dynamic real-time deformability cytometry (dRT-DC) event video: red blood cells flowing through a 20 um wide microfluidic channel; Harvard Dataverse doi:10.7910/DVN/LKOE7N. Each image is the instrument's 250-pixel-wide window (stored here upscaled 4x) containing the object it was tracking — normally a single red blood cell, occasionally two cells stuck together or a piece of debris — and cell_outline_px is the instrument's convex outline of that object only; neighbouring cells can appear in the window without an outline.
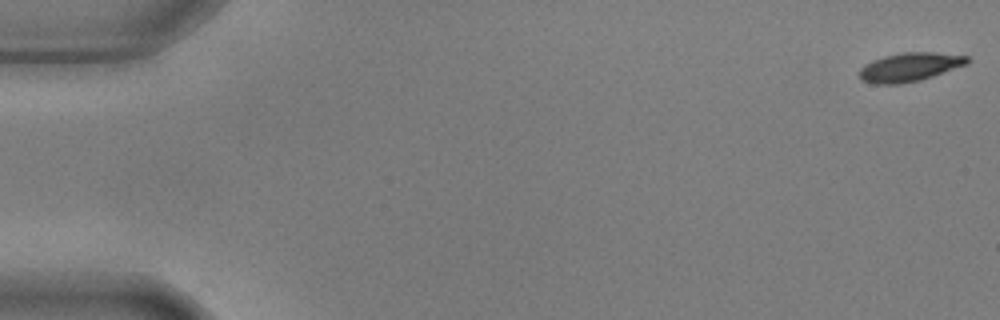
{"species": "common noctule bat (a hibernating species)", "species_latin": "Nyctalus noctula", "temperature_condition": "warm", "stored_images_in_passage": 56, "camera_frame_rate_fps": 3000, "um_per_image_px": 0.085, "animal": {"sex": "male", "body_mass_g": 17.9, "forearm_length_mm": 54.2}, "frame": {"image": 1, "passage_image": 1, "time_ms": 0.0, "image_size_px": [1000, 320], "cell_outline_px": [[968, 64], [920, 80], [900, 84], [872, 84], [860, 80], [860, 68], [864, 64], [872, 60], [884, 56], [904, 52], [932, 52], [968, 56]], "centroid_in_image_um": [77.28, 5.7], "position_along_channel_um": 7.7, "area_um2": 18.03}}
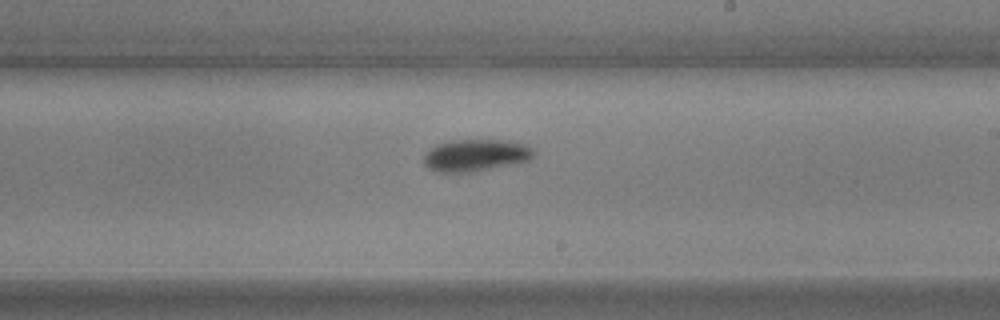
{"frame": {"image": 2, "passage_image": 33, "time_ms": 10.667, "image_size_px": [1000, 320], "cell_outline_px": [[536, 156], [532, 160], [520, 164], [476, 172], [436, 172], [428, 168], [424, 164], [424, 156], [436, 144], [452, 140], [508, 140], [524, 144], [532, 148], [536, 152]], "centroid_in_image_um": [40.53, 13.22], "position_along_channel_um": 248.5, "area_um2": 21.1}}
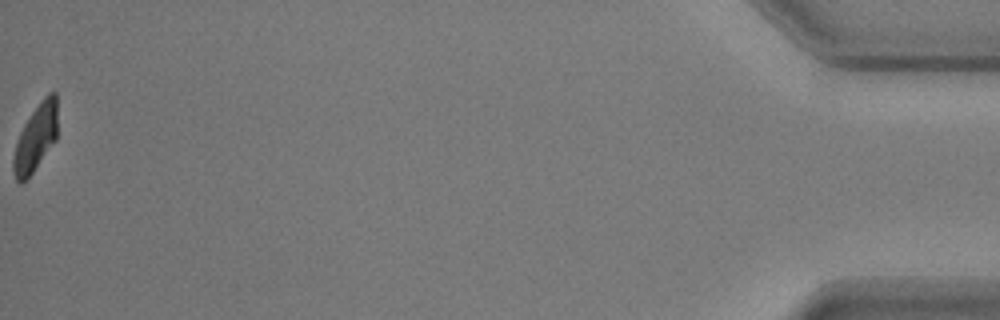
{"frame": {"image": 3, "passage_image": 56, "time_ms": 18.333, "image_size_px": [1000, 320], "cell_outline_px": [[56, 140], [28, 180], [20, 184], [16, 180], [12, 172], [12, 160], [16, 144], [20, 132], [24, 124], [32, 112], [44, 96], [48, 92], [56, 92]], "centroid_in_image_um": [3.01, 11.78], "position_along_channel_um": 432.2, "area_um2": 17.28}, "authors_computed_cell_mechanics": {"area_um2": 19.3052, "velocity_mm_per_s": 3.6549, "shape_relaxation_time_tau1_ms": 2.9552, "shape_relaxation_time_tau2_ms": null, "deformation_change_tau1": 0.1584, "deformation_change_tau2": null}}